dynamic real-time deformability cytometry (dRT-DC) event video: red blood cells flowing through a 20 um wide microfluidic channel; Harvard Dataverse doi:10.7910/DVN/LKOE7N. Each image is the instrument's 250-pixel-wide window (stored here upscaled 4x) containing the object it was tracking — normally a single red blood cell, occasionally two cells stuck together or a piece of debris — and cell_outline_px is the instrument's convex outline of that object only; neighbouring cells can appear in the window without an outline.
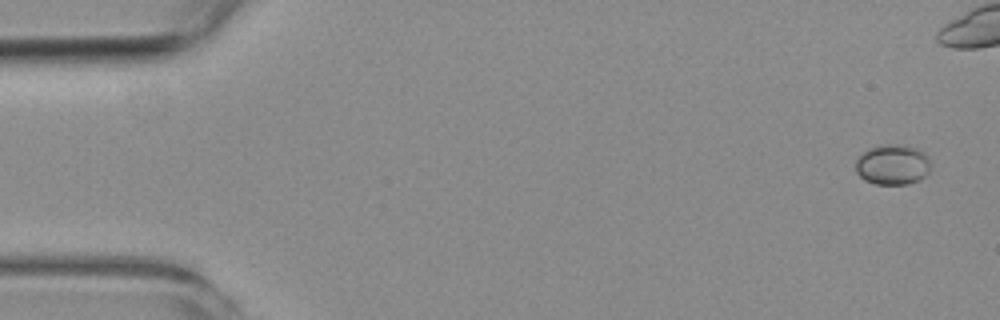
{"species": "common noctule bat (a hibernating species)", "species_latin": "Nyctalus noctula", "temperature_condition": "room temperature", "stored_images_in_passage": 8, "camera_frame_rate_fps": 3000, "um_per_image_px": 0.085, "animal": {"sex": "female", "body_mass_g": 19.3, "forearm_length_mm": 54.1}, "frame": {"image": 1, "passage_image": 1, "time_ms": 0.0, "image_size_px": [1000, 320], "cell_outline_px": [[932, 164], [928, 172], [920, 180], [908, 184], [876, 184], [864, 180], [856, 172], [856, 160], [868, 148], [880, 144], [908, 144], [924, 152], [928, 156]], "centroid_in_image_um": [75.9, 13.97], "position_along_channel_um": 9.1, "area_um2": 17.98}}
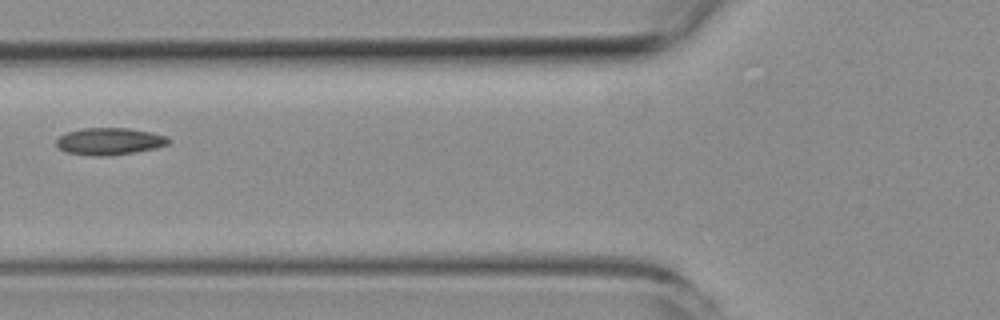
{"frame": {"image": 2, "passage_image": 7, "time_ms": 8.333, "image_size_px": [1000, 320], "cell_outline_px": [[172, 140], [168, 144], [156, 148], [132, 152], [104, 156], [92, 156], [64, 152], [56, 144], [56, 140], [60, 136], [68, 132], [84, 128], [128, 128], [168, 136]], "centroid_in_image_um": [9.31, 12.01], "position_along_channel_um": 116.5, "area_um2": 17.57}}
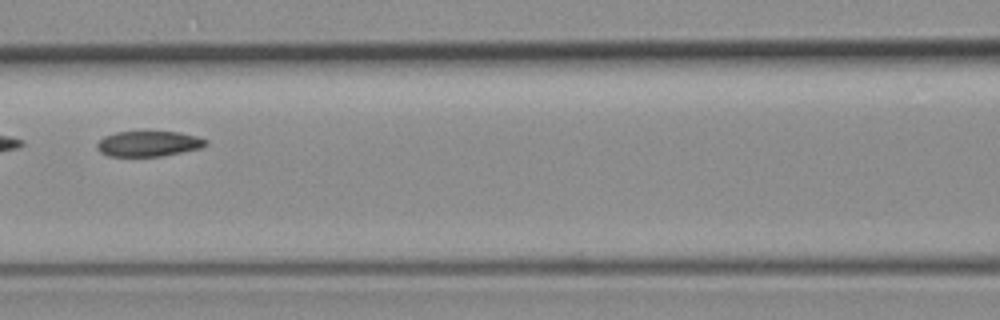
{"frame": {"image": 3, "passage_image": 8, "time_ms": 9.333, "image_size_px": [1000, 320], "cell_outline_px": [[208, 144], [200, 148], [160, 156], [108, 156], [100, 152], [96, 148], [96, 144], [104, 136], [116, 132], [180, 132], [196, 136], [208, 140]], "centroid_in_image_um": [12.61, 12.21], "position_along_channel_um": 154.0, "area_um2": 16.01}}